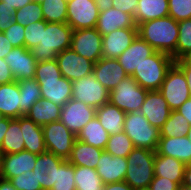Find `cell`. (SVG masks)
<instances>
[{
	"label": "cell",
	"instance_id": "obj_1",
	"mask_svg": "<svg viewBox=\"0 0 191 190\" xmlns=\"http://www.w3.org/2000/svg\"><path fill=\"white\" fill-rule=\"evenodd\" d=\"M41 98L63 107L72 99V82L62 76L57 60L37 62L35 76Z\"/></svg>",
	"mask_w": 191,
	"mask_h": 190
},
{
	"label": "cell",
	"instance_id": "obj_2",
	"mask_svg": "<svg viewBox=\"0 0 191 190\" xmlns=\"http://www.w3.org/2000/svg\"><path fill=\"white\" fill-rule=\"evenodd\" d=\"M138 35L156 51L172 55L178 41V22L166 16L142 22L138 26Z\"/></svg>",
	"mask_w": 191,
	"mask_h": 190
},
{
	"label": "cell",
	"instance_id": "obj_3",
	"mask_svg": "<svg viewBox=\"0 0 191 190\" xmlns=\"http://www.w3.org/2000/svg\"><path fill=\"white\" fill-rule=\"evenodd\" d=\"M73 29L67 23L47 22L41 41L31 50L36 62L54 60L57 54L71 48Z\"/></svg>",
	"mask_w": 191,
	"mask_h": 190
},
{
	"label": "cell",
	"instance_id": "obj_4",
	"mask_svg": "<svg viewBox=\"0 0 191 190\" xmlns=\"http://www.w3.org/2000/svg\"><path fill=\"white\" fill-rule=\"evenodd\" d=\"M175 63L171 55L156 51L145 58L131 76L142 88L148 91H158L167 71Z\"/></svg>",
	"mask_w": 191,
	"mask_h": 190
},
{
	"label": "cell",
	"instance_id": "obj_5",
	"mask_svg": "<svg viewBox=\"0 0 191 190\" xmlns=\"http://www.w3.org/2000/svg\"><path fill=\"white\" fill-rule=\"evenodd\" d=\"M156 151L145 148H134L127 159V170L124 181L133 189H147L154 174Z\"/></svg>",
	"mask_w": 191,
	"mask_h": 190
},
{
	"label": "cell",
	"instance_id": "obj_6",
	"mask_svg": "<svg viewBox=\"0 0 191 190\" xmlns=\"http://www.w3.org/2000/svg\"><path fill=\"white\" fill-rule=\"evenodd\" d=\"M123 131L134 147L156 151L161 137L160 129L152 126L139 111L126 113Z\"/></svg>",
	"mask_w": 191,
	"mask_h": 190
},
{
	"label": "cell",
	"instance_id": "obj_7",
	"mask_svg": "<svg viewBox=\"0 0 191 190\" xmlns=\"http://www.w3.org/2000/svg\"><path fill=\"white\" fill-rule=\"evenodd\" d=\"M147 93L148 90L128 76L110 91L109 102L125 113L138 112L144 104Z\"/></svg>",
	"mask_w": 191,
	"mask_h": 190
},
{
	"label": "cell",
	"instance_id": "obj_8",
	"mask_svg": "<svg viewBox=\"0 0 191 190\" xmlns=\"http://www.w3.org/2000/svg\"><path fill=\"white\" fill-rule=\"evenodd\" d=\"M158 91L167 101L171 111H177L181 105L191 98L185 74L175 63L167 71Z\"/></svg>",
	"mask_w": 191,
	"mask_h": 190
},
{
	"label": "cell",
	"instance_id": "obj_9",
	"mask_svg": "<svg viewBox=\"0 0 191 190\" xmlns=\"http://www.w3.org/2000/svg\"><path fill=\"white\" fill-rule=\"evenodd\" d=\"M46 150L67 160L70 157L75 136L60 120L42 126Z\"/></svg>",
	"mask_w": 191,
	"mask_h": 190
},
{
	"label": "cell",
	"instance_id": "obj_10",
	"mask_svg": "<svg viewBox=\"0 0 191 190\" xmlns=\"http://www.w3.org/2000/svg\"><path fill=\"white\" fill-rule=\"evenodd\" d=\"M110 92L93 74L72 82V99L95 109L109 102Z\"/></svg>",
	"mask_w": 191,
	"mask_h": 190
},
{
	"label": "cell",
	"instance_id": "obj_11",
	"mask_svg": "<svg viewBox=\"0 0 191 190\" xmlns=\"http://www.w3.org/2000/svg\"><path fill=\"white\" fill-rule=\"evenodd\" d=\"M99 10L95 0H68L67 24L73 30L95 28Z\"/></svg>",
	"mask_w": 191,
	"mask_h": 190
},
{
	"label": "cell",
	"instance_id": "obj_12",
	"mask_svg": "<svg viewBox=\"0 0 191 190\" xmlns=\"http://www.w3.org/2000/svg\"><path fill=\"white\" fill-rule=\"evenodd\" d=\"M56 60L62 76L71 82L93 73L95 63L76 53L72 48L57 54Z\"/></svg>",
	"mask_w": 191,
	"mask_h": 190
},
{
	"label": "cell",
	"instance_id": "obj_13",
	"mask_svg": "<svg viewBox=\"0 0 191 190\" xmlns=\"http://www.w3.org/2000/svg\"><path fill=\"white\" fill-rule=\"evenodd\" d=\"M71 48L96 63L102 58V35L95 28L73 30Z\"/></svg>",
	"mask_w": 191,
	"mask_h": 190
},
{
	"label": "cell",
	"instance_id": "obj_14",
	"mask_svg": "<svg viewBox=\"0 0 191 190\" xmlns=\"http://www.w3.org/2000/svg\"><path fill=\"white\" fill-rule=\"evenodd\" d=\"M96 117V109L70 99L61 110L60 121L77 136L85 125Z\"/></svg>",
	"mask_w": 191,
	"mask_h": 190
},
{
	"label": "cell",
	"instance_id": "obj_15",
	"mask_svg": "<svg viewBox=\"0 0 191 190\" xmlns=\"http://www.w3.org/2000/svg\"><path fill=\"white\" fill-rule=\"evenodd\" d=\"M4 59L15 81L34 78L37 62L31 50L26 47H13Z\"/></svg>",
	"mask_w": 191,
	"mask_h": 190
},
{
	"label": "cell",
	"instance_id": "obj_16",
	"mask_svg": "<svg viewBox=\"0 0 191 190\" xmlns=\"http://www.w3.org/2000/svg\"><path fill=\"white\" fill-rule=\"evenodd\" d=\"M64 161L65 159L48 151L37 155L32 172L37 183L41 184L42 190H51L58 177V167Z\"/></svg>",
	"mask_w": 191,
	"mask_h": 190
},
{
	"label": "cell",
	"instance_id": "obj_17",
	"mask_svg": "<svg viewBox=\"0 0 191 190\" xmlns=\"http://www.w3.org/2000/svg\"><path fill=\"white\" fill-rule=\"evenodd\" d=\"M138 35V28H120L102 36V58L117 59Z\"/></svg>",
	"mask_w": 191,
	"mask_h": 190
},
{
	"label": "cell",
	"instance_id": "obj_18",
	"mask_svg": "<svg viewBox=\"0 0 191 190\" xmlns=\"http://www.w3.org/2000/svg\"><path fill=\"white\" fill-rule=\"evenodd\" d=\"M139 112L152 126L160 129L167 121L171 110L159 91H148Z\"/></svg>",
	"mask_w": 191,
	"mask_h": 190
},
{
	"label": "cell",
	"instance_id": "obj_19",
	"mask_svg": "<svg viewBox=\"0 0 191 190\" xmlns=\"http://www.w3.org/2000/svg\"><path fill=\"white\" fill-rule=\"evenodd\" d=\"M37 159V154L23 150L18 153L3 155L0 177L4 180H11L23 172L32 171Z\"/></svg>",
	"mask_w": 191,
	"mask_h": 190
},
{
	"label": "cell",
	"instance_id": "obj_20",
	"mask_svg": "<svg viewBox=\"0 0 191 190\" xmlns=\"http://www.w3.org/2000/svg\"><path fill=\"white\" fill-rule=\"evenodd\" d=\"M155 52L153 47L137 35L131 45L117 58V61L124 68L126 74L132 76L135 69H138L140 64L145 61V58Z\"/></svg>",
	"mask_w": 191,
	"mask_h": 190
},
{
	"label": "cell",
	"instance_id": "obj_21",
	"mask_svg": "<svg viewBox=\"0 0 191 190\" xmlns=\"http://www.w3.org/2000/svg\"><path fill=\"white\" fill-rule=\"evenodd\" d=\"M127 170L126 157L112 156L105 150L97 163L96 171L103 184L124 181Z\"/></svg>",
	"mask_w": 191,
	"mask_h": 190
},
{
	"label": "cell",
	"instance_id": "obj_22",
	"mask_svg": "<svg viewBox=\"0 0 191 190\" xmlns=\"http://www.w3.org/2000/svg\"><path fill=\"white\" fill-rule=\"evenodd\" d=\"M92 74L109 92L118 86L123 79L128 77L124 68L114 58L99 59L94 64Z\"/></svg>",
	"mask_w": 191,
	"mask_h": 190
},
{
	"label": "cell",
	"instance_id": "obj_23",
	"mask_svg": "<svg viewBox=\"0 0 191 190\" xmlns=\"http://www.w3.org/2000/svg\"><path fill=\"white\" fill-rule=\"evenodd\" d=\"M156 153L176 158L185 165L191 164V141L186 135L181 137H160Z\"/></svg>",
	"mask_w": 191,
	"mask_h": 190
},
{
	"label": "cell",
	"instance_id": "obj_24",
	"mask_svg": "<svg viewBox=\"0 0 191 190\" xmlns=\"http://www.w3.org/2000/svg\"><path fill=\"white\" fill-rule=\"evenodd\" d=\"M120 28H138L132 15L115 8L99 12L96 29L102 35Z\"/></svg>",
	"mask_w": 191,
	"mask_h": 190
},
{
	"label": "cell",
	"instance_id": "obj_25",
	"mask_svg": "<svg viewBox=\"0 0 191 190\" xmlns=\"http://www.w3.org/2000/svg\"><path fill=\"white\" fill-rule=\"evenodd\" d=\"M20 127L24 139V150L37 155L47 151L42 126L37 125L26 116H21Z\"/></svg>",
	"mask_w": 191,
	"mask_h": 190
},
{
	"label": "cell",
	"instance_id": "obj_26",
	"mask_svg": "<svg viewBox=\"0 0 191 190\" xmlns=\"http://www.w3.org/2000/svg\"><path fill=\"white\" fill-rule=\"evenodd\" d=\"M18 81L0 85V113L5 117H21V98Z\"/></svg>",
	"mask_w": 191,
	"mask_h": 190
},
{
	"label": "cell",
	"instance_id": "obj_27",
	"mask_svg": "<svg viewBox=\"0 0 191 190\" xmlns=\"http://www.w3.org/2000/svg\"><path fill=\"white\" fill-rule=\"evenodd\" d=\"M185 164L176 158L155 153L154 174L158 177L169 178L181 185L184 179Z\"/></svg>",
	"mask_w": 191,
	"mask_h": 190
},
{
	"label": "cell",
	"instance_id": "obj_28",
	"mask_svg": "<svg viewBox=\"0 0 191 190\" xmlns=\"http://www.w3.org/2000/svg\"><path fill=\"white\" fill-rule=\"evenodd\" d=\"M125 116L124 111L110 102L96 109V117L110 135L123 131Z\"/></svg>",
	"mask_w": 191,
	"mask_h": 190
},
{
	"label": "cell",
	"instance_id": "obj_29",
	"mask_svg": "<svg viewBox=\"0 0 191 190\" xmlns=\"http://www.w3.org/2000/svg\"><path fill=\"white\" fill-rule=\"evenodd\" d=\"M61 110V106L41 98L34 103L25 116L37 125L44 126L54 121H59Z\"/></svg>",
	"mask_w": 191,
	"mask_h": 190
},
{
	"label": "cell",
	"instance_id": "obj_30",
	"mask_svg": "<svg viewBox=\"0 0 191 190\" xmlns=\"http://www.w3.org/2000/svg\"><path fill=\"white\" fill-rule=\"evenodd\" d=\"M102 151L103 149L96 148L76 139L67 161L74 166L96 169Z\"/></svg>",
	"mask_w": 191,
	"mask_h": 190
},
{
	"label": "cell",
	"instance_id": "obj_31",
	"mask_svg": "<svg viewBox=\"0 0 191 190\" xmlns=\"http://www.w3.org/2000/svg\"><path fill=\"white\" fill-rule=\"evenodd\" d=\"M168 0H139L134 15L135 24L168 16Z\"/></svg>",
	"mask_w": 191,
	"mask_h": 190
},
{
	"label": "cell",
	"instance_id": "obj_32",
	"mask_svg": "<svg viewBox=\"0 0 191 190\" xmlns=\"http://www.w3.org/2000/svg\"><path fill=\"white\" fill-rule=\"evenodd\" d=\"M110 134L103 128L97 117H94L82 128L77 139L99 149H105Z\"/></svg>",
	"mask_w": 191,
	"mask_h": 190
},
{
	"label": "cell",
	"instance_id": "obj_33",
	"mask_svg": "<svg viewBox=\"0 0 191 190\" xmlns=\"http://www.w3.org/2000/svg\"><path fill=\"white\" fill-rule=\"evenodd\" d=\"M0 148L3 155L8 153H18L24 150V139L20 127V117L13 118L10 121Z\"/></svg>",
	"mask_w": 191,
	"mask_h": 190
},
{
	"label": "cell",
	"instance_id": "obj_34",
	"mask_svg": "<svg viewBox=\"0 0 191 190\" xmlns=\"http://www.w3.org/2000/svg\"><path fill=\"white\" fill-rule=\"evenodd\" d=\"M76 190H102L103 182L96 169L74 166Z\"/></svg>",
	"mask_w": 191,
	"mask_h": 190
},
{
	"label": "cell",
	"instance_id": "obj_35",
	"mask_svg": "<svg viewBox=\"0 0 191 190\" xmlns=\"http://www.w3.org/2000/svg\"><path fill=\"white\" fill-rule=\"evenodd\" d=\"M21 98V116H25L35 102L41 99L40 85L35 78L18 81Z\"/></svg>",
	"mask_w": 191,
	"mask_h": 190
},
{
	"label": "cell",
	"instance_id": "obj_36",
	"mask_svg": "<svg viewBox=\"0 0 191 190\" xmlns=\"http://www.w3.org/2000/svg\"><path fill=\"white\" fill-rule=\"evenodd\" d=\"M176 51L171 55L174 61L191 56V19L178 22Z\"/></svg>",
	"mask_w": 191,
	"mask_h": 190
},
{
	"label": "cell",
	"instance_id": "obj_37",
	"mask_svg": "<svg viewBox=\"0 0 191 190\" xmlns=\"http://www.w3.org/2000/svg\"><path fill=\"white\" fill-rule=\"evenodd\" d=\"M189 124L183 115L171 111L167 121L160 128L161 137H181L187 135Z\"/></svg>",
	"mask_w": 191,
	"mask_h": 190
},
{
	"label": "cell",
	"instance_id": "obj_38",
	"mask_svg": "<svg viewBox=\"0 0 191 190\" xmlns=\"http://www.w3.org/2000/svg\"><path fill=\"white\" fill-rule=\"evenodd\" d=\"M68 0H46L41 3L42 14L46 22H67Z\"/></svg>",
	"mask_w": 191,
	"mask_h": 190
},
{
	"label": "cell",
	"instance_id": "obj_39",
	"mask_svg": "<svg viewBox=\"0 0 191 190\" xmlns=\"http://www.w3.org/2000/svg\"><path fill=\"white\" fill-rule=\"evenodd\" d=\"M134 148L132 140L122 131L109 136L104 150L112 156L127 157Z\"/></svg>",
	"mask_w": 191,
	"mask_h": 190
},
{
	"label": "cell",
	"instance_id": "obj_40",
	"mask_svg": "<svg viewBox=\"0 0 191 190\" xmlns=\"http://www.w3.org/2000/svg\"><path fill=\"white\" fill-rule=\"evenodd\" d=\"M14 21L22 26H27L33 22L44 20L41 5L31 1L21 9L15 10Z\"/></svg>",
	"mask_w": 191,
	"mask_h": 190
},
{
	"label": "cell",
	"instance_id": "obj_41",
	"mask_svg": "<svg viewBox=\"0 0 191 190\" xmlns=\"http://www.w3.org/2000/svg\"><path fill=\"white\" fill-rule=\"evenodd\" d=\"M51 190H76L74 165L67 160L58 167V177Z\"/></svg>",
	"mask_w": 191,
	"mask_h": 190
},
{
	"label": "cell",
	"instance_id": "obj_42",
	"mask_svg": "<svg viewBox=\"0 0 191 190\" xmlns=\"http://www.w3.org/2000/svg\"><path fill=\"white\" fill-rule=\"evenodd\" d=\"M169 13L175 21L191 19V0H168Z\"/></svg>",
	"mask_w": 191,
	"mask_h": 190
},
{
	"label": "cell",
	"instance_id": "obj_43",
	"mask_svg": "<svg viewBox=\"0 0 191 190\" xmlns=\"http://www.w3.org/2000/svg\"><path fill=\"white\" fill-rule=\"evenodd\" d=\"M47 22L45 20L33 22L27 26H24L25 47L32 49L37 46L41 41L42 27H46Z\"/></svg>",
	"mask_w": 191,
	"mask_h": 190
},
{
	"label": "cell",
	"instance_id": "obj_44",
	"mask_svg": "<svg viewBox=\"0 0 191 190\" xmlns=\"http://www.w3.org/2000/svg\"><path fill=\"white\" fill-rule=\"evenodd\" d=\"M10 182L16 190H42L41 184L37 183L32 171L23 172L22 174L13 177Z\"/></svg>",
	"mask_w": 191,
	"mask_h": 190
},
{
	"label": "cell",
	"instance_id": "obj_45",
	"mask_svg": "<svg viewBox=\"0 0 191 190\" xmlns=\"http://www.w3.org/2000/svg\"><path fill=\"white\" fill-rule=\"evenodd\" d=\"M24 31V26L14 21L13 24L3 33L6 35L13 47H25Z\"/></svg>",
	"mask_w": 191,
	"mask_h": 190
},
{
	"label": "cell",
	"instance_id": "obj_46",
	"mask_svg": "<svg viewBox=\"0 0 191 190\" xmlns=\"http://www.w3.org/2000/svg\"><path fill=\"white\" fill-rule=\"evenodd\" d=\"M14 13L13 8L5 5V2L0 1V32L7 30L14 22Z\"/></svg>",
	"mask_w": 191,
	"mask_h": 190
},
{
	"label": "cell",
	"instance_id": "obj_47",
	"mask_svg": "<svg viewBox=\"0 0 191 190\" xmlns=\"http://www.w3.org/2000/svg\"><path fill=\"white\" fill-rule=\"evenodd\" d=\"M179 185L169 178L154 176L149 190H178Z\"/></svg>",
	"mask_w": 191,
	"mask_h": 190
},
{
	"label": "cell",
	"instance_id": "obj_48",
	"mask_svg": "<svg viewBox=\"0 0 191 190\" xmlns=\"http://www.w3.org/2000/svg\"><path fill=\"white\" fill-rule=\"evenodd\" d=\"M138 1L139 0H112V5L113 8L134 17L136 9L138 8Z\"/></svg>",
	"mask_w": 191,
	"mask_h": 190
},
{
	"label": "cell",
	"instance_id": "obj_49",
	"mask_svg": "<svg viewBox=\"0 0 191 190\" xmlns=\"http://www.w3.org/2000/svg\"><path fill=\"white\" fill-rule=\"evenodd\" d=\"M15 81L8 63L5 59L0 58V85L9 84Z\"/></svg>",
	"mask_w": 191,
	"mask_h": 190
},
{
	"label": "cell",
	"instance_id": "obj_50",
	"mask_svg": "<svg viewBox=\"0 0 191 190\" xmlns=\"http://www.w3.org/2000/svg\"><path fill=\"white\" fill-rule=\"evenodd\" d=\"M175 64L185 74V77H186V80L188 83L189 93L191 96V60L189 58H182V59L175 61Z\"/></svg>",
	"mask_w": 191,
	"mask_h": 190
},
{
	"label": "cell",
	"instance_id": "obj_51",
	"mask_svg": "<svg viewBox=\"0 0 191 190\" xmlns=\"http://www.w3.org/2000/svg\"><path fill=\"white\" fill-rule=\"evenodd\" d=\"M13 49L10 41L3 32H0V58H5L7 54Z\"/></svg>",
	"mask_w": 191,
	"mask_h": 190
},
{
	"label": "cell",
	"instance_id": "obj_52",
	"mask_svg": "<svg viewBox=\"0 0 191 190\" xmlns=\"http://www.w3.org/2000/svg\"><path fill=\"white\" fill-rule=\"evenodd\" d=\"M102 190H135L125 181L104 184Z\"/></svg>",
	"mask_w": 191,
	"mask_h": 190
},
{
	"label": "cell",
	"instance_id": "obj_53",
	"mask_svg": "<svg viewBox=\"0 0 191 190\" xmlns=\"http://www.w3.org/2000/svg\"><path fill=\"white\" fill-rule=\"evenodd\" d=\"M177 112L183 115L188 124L191 125V98H189L183 105H181Z\"/></svg>",
	"mask_w": 191,
	"mask_h": 190
},
{
	"label": "cell",
	"instance_id": "obj_54",
	"mask_svg": "<svg viewBox=\"0 0 191 190\" xmlns=\"http://www.w3.org/2000/svg\"><path fill=\"white\" fill-rule=\"evenodd\" d=\"M5 2V5H7L10 8H13L14 10L21 9L28 3H30L32 0H1Z\"/></svg>",
	"mask_w": 191,
	"mask_h": 190
},
{
	"label": "cell",
	"instance_id": "obj_55",
	"mask_svg": "<svg viewBox=\"0 0 191 190\" xmlns=\"http://www.w3.org/2000/svg\"><path fill=\"white\" fill-rule=\"evenodd\" d=\"M99 12L106 11L109 8H113L112 0H95Z\"/></svg>",
	"mask_w": 191,
	"mask_h": 190
},
{
	"label": "cell",
	"instance_id": "obj_56",
	"mask_svg": "<svg viewBox=\"0 0 191 190\" xmlns=\"http://www.w3.org/2000/svg\"><path fill=\"white\" fill-rule=\"evenodd\" d=\"M183 185L191 188V164H187L184 170Z\"/></svg>",
	"mask_w": 191,
	"mask_h": 190
},
{
	"label": "cell",
	"instance_id": "obj_57",
	"mask_svg": "<svg viewBox=\"0 0 191 190\" xmlns=\"http://www.w3.org/2000/svg\"><path fill=\"white\" fill-rule=\"evenodd\" d=\"M13 118H9V117H6L4 119V125H0V146L2 144V141H3V138H4V135L8 129V126H9V123L10 121L12 120Z\"/></svg>",
	"mask_w": 191,
	"mask_h": 190
},
{
	"label": "cell",
	"instance_id": "obj_58",
	"mask_svg": "<svg viewBox=\"0 0 191 190\" xmlns=\"http://www.w3.org/2000/svg\"><path fill=\"white\" fill-rule=\"evenodd\" d=\"M0 190H16L9 180L0 179Z\"/></svg>",
	"mask_w": 191,
	"mask_h": 190
},
{
	"label": "cell",
	"instance_id": "obj_59",
	"mask_svg": "<svg viewBox=\"0 0 191 190\" xmlns=\"http://www.w3.org/2000/svg\"><path fill=\"white\" fill-rule=\"evenodd\" d=\"M178 190H191V188L181 184V185H179Z\"/></svg>",
	"mask_w": 191,
	"mask_h": 190
},
{
	"label": "cell",
	"instance_id": "obj_60",
	"mask_svg": "<svg viewBox=\"0 0 191 190\" xmlns=\"http://www.w3.org/2000/svg\"><path fill=\"white\" fill-rule=\"evenodd\" d=\"M5 118L6 117L2 113H0V125H4V119Z\"/></svg>",
	"mask_w": 191,
	"mask_h": 190
},
{
	"label": "cell",
	"instance_id": "obj_61",
	"mask_svg": "<svg viewBox=\"0 0 191 190\" xmlns=\"http://www.w3.org/2000/svg\"><path fill=\"white\" fill-rule=\"evenodd\" d=\"M188 137V139L191 141V125H189V130L188 133L186 135Z\"/></svg>",
	"mask_w": 191,
	"mask_h": 190
},
{
	"label": "cell",
	"instance_id": "obj_62",
	"mask_svg": "<svg viewBox=\"0 0 191 190\" xmlns=\"http://www.w3.org/2000/svg\"><path fill=\"white\" fill-rule=\"evenodd\" d=\"M2 158H3V153H2V150L0 148V173H1Z\"/></svg>",
	"mask_w": 191,
	"mask_h": 190
},
{
	"label": "cell",
	"instance_id": "obj_63",
	"mask_svg": "<svg viewBox=\"0 0 191 190\" xmlns=\"http://www.w3.org/2000/svg\"><path fill=\"white\" fill-rule=\"evenodd\" d=\"M32 1H34V2H36L38 4H41V3L45 2L46 0H32Z\"/></svg>",
	"mask_w": 191,
	"mask_h": 190
}]
</instances>
